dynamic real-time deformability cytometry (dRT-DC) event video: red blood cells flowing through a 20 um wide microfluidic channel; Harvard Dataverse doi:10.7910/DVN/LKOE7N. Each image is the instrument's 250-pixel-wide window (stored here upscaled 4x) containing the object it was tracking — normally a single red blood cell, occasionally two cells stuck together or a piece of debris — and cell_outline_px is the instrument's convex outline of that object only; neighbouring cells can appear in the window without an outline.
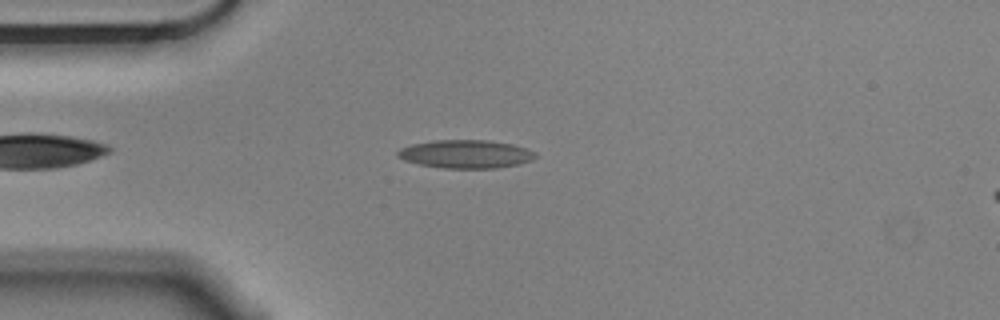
{"species": "Egyptian fruit bat (a non-hibernating species)", "species_latin": "Rousettus aegyptiacus", "temperature_condition": "cold", "stored_images_in_passage": 49, "camera_frame_rate_fps": 3000, "um_per_image_px": 0.085, "animal": {"sex": "male"}, "frame": {"image": 1, "passage_image": 7, "time_ms": 2.0, "image_size_px": [1000, 320], "cell_outline_px": [[536, 156], [532, 160], [520, 164], [496, 168], [444, 168], [420, 164], [404, 160], [396, 156], [396, 152], [400, 148], [412, 144], [432, 140], [488, 140], [512, 144], [528, 148], [536, 152]], "centroid_in_image_um": [39.6, 13.09], "position_along_channel_um": 45.4, "area_um2": 22.83}}
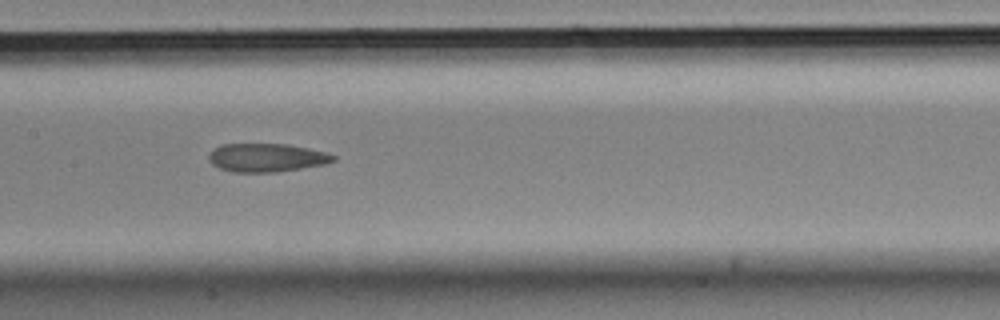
{"frame": {"image": 2, "passage_image": 20, "time_ms": 6.333, "image_size_px": [1000, 320], "cell_outline_px": [[336, 160], [324, 164], [276, 172], [232, 172], [220, 168], [212, 164], [208, 160], [208, 156], [220, 144], [288, 144], [328, 152], [336, 156]], "centroid_in_image_um": [22.68, 13.39], "position_along_channel_um": 184.7, "area_um2": 20.58}}
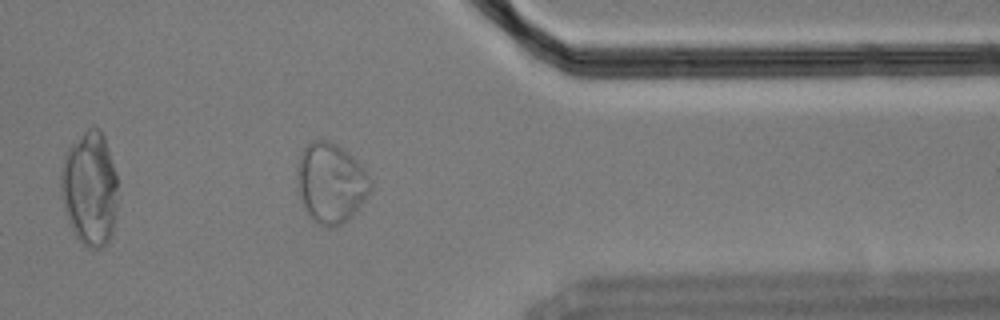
{"frame": {"image": 3, "passage_image": 38, "time_ms": 12.333, "image_size_px": [1000, 320], "cell_outline_px": [[372, 188], [364, 200], [352, 216], [348, 220], [340, 224], [328, 228], [316, 224], [312, 220], [300, 200], [296, 176], [296, 168], [300, 152], [312, 140], [328, 140], [336, 144], [348, 152], [360, 164], [372, 180]], "centroid_in_image_um": [28.1, 15.55], "position_along_channel_um": 383.3, "area_um2": 34.51}, "authors_computed_cell_mechanics": {"area_um2": 22.542, "velocity_mm_per_s": 3.5296, "shape_relaxation_time_tau1_ms": null, "shape_relaxation_time_tau2_ms": 0.9117, "deformation_change_tau1": null, "deformation_change_tau2": 0.0586}}